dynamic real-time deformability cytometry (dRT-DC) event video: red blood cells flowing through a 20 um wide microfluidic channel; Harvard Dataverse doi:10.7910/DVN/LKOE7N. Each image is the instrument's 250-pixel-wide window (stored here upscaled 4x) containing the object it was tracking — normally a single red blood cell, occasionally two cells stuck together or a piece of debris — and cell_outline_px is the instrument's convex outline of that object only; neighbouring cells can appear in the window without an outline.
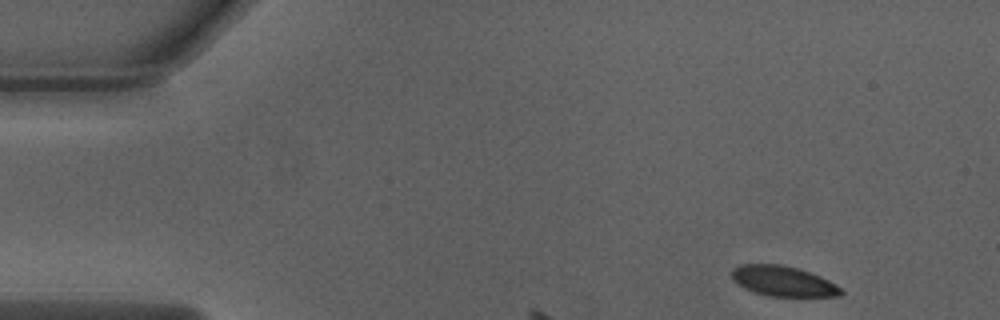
{"species": "Egyptian fruit bat (a non-hibernating species)", "species_latin": "Rousettus aegyptiacus", "temperature_condition": "warm", "stored_images_in_passage": 5, "camera_frame_rate_fps": 3000, "um_per_image_px": 0.085, "animal": {"sex": "male"}, "frame": {"image": 1, "passage_image": 1, "time_ms": 0.0, "image_size_px": [1000, 320], "cell_outline_px": [[844, 292], [840, 296], [768, 296], [744, 288], [732, 280], [732, 268], [740, 264], [780, 264], [800, 268], [820, 276], [836, 284]], "centroid_in_image_um": [66.56, 23.88], "position_along_channel_um": 18.4, "area_um2": 19.31}}